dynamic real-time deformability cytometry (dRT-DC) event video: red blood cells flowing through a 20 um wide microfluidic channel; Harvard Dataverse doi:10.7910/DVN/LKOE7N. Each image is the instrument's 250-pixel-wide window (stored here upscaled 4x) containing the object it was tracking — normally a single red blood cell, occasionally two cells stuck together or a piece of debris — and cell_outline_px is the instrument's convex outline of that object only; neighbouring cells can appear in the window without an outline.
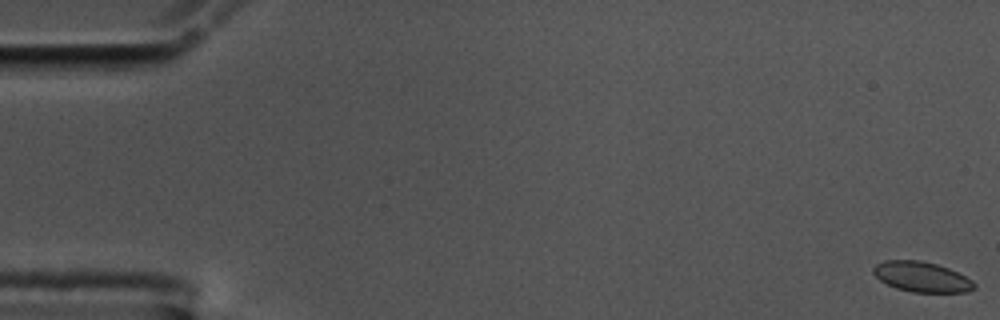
{"species": "common noctule bat (a hibernating species)", "species_latin": "Nyctalus noctula", "temperature_condition": "cold", "stored_images_in_passage": 58, "camera_frame_rate_fps": 3000, "um_per_image_px": 0.085, "animal": {"sex": "male", "body_mass_g": 17.5, "forearm_length_mm": 52.3}, "frame": {"image": 1, "passage_image": 1, "time_ms": 0.0, "image_size_px": [1000, 320], "cell_outline_px": [[976, 288], [968, 292], [912, 292], [896, 288], [880, 280], [872, 272], [872, 268], [876, 264], [884, 260], [920, 260], [936, 264], [948, 268], [972, 280], [976, 284]], "centroid_in_image_um": [78.34, 23.53], "position_along_channel_um": 6.7, "area_um2": 17.74}}
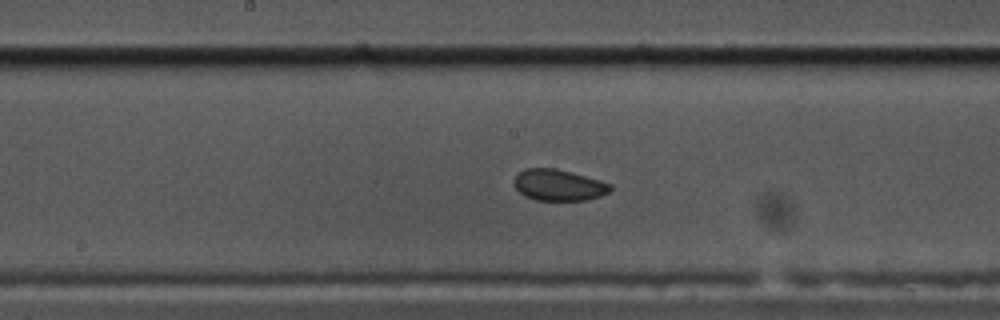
{"frame": {"image": 2, "passage_image": 30, "time_ms": 9.667, "image_size_px": [1000, 320], "cell_outline_px": [[612, 188], [608, 192], [600, 196], [588, 200], [536, 200], [524, 196], [516, 188], [516, 176], [524, 168], [556, 168], [572, 172], [600, 180], [612, 184]], "centroid_in_image_um": [47.52, 15.73], "position_along_channel_um": 200.7, "area_um2": 17.46}}
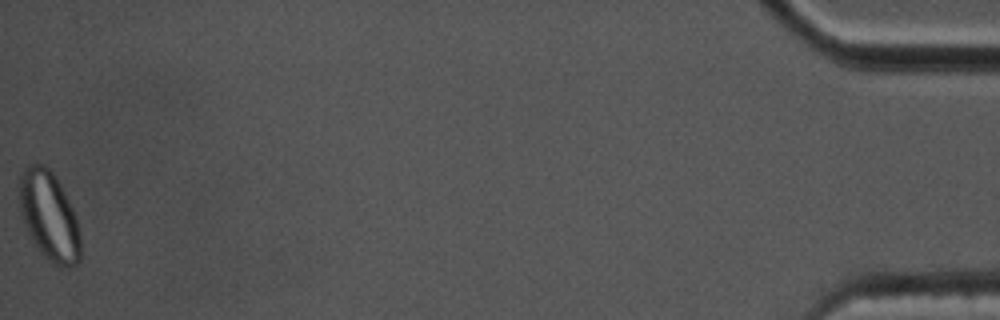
{"frame": {"image": 3, "passage_image": 58, "time_ms": 19.0, "image_size_px": [1000, 320], "cell_outline_px": [[80, 260], [76, 264], [68, 268], [64, 268], [48, 260], [40, 252], [32, 240], [24, 224], [20, 208], [20, 172], [28, 164], [36, 160], [44, 164], [52, 172], [60, 184], [76, 216], [80, 236]], "centroid_in_image_um": [4.17, 18.34], "position_along_channel_um": 431.0, "area_um2": 31.79}, "authors_computed_cell_mechanics": {"area_um2": 18.1781, "velocity_mm_per_s": 3.5211, "shape_relaxation_time_tau1_ms": 4.7395, "shape_relaxation_time_tau2_ms": 0.9899, "deformation_change_tau1": 0.0613, "deformation_change_tau2": 0.0519}}